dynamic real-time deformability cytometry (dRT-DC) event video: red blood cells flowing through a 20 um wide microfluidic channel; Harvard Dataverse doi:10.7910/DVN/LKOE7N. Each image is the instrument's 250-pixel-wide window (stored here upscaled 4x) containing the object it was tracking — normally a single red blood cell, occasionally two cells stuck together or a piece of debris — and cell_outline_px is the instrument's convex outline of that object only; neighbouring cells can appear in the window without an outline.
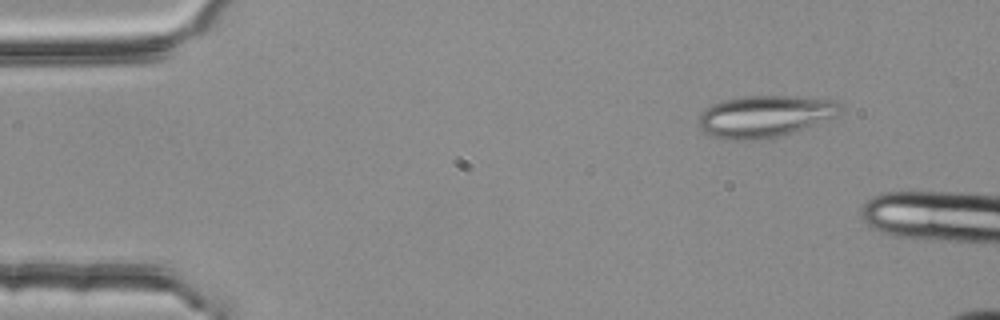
{"species": "common noctule bat (a hibernating species)", "species_latin": "Nyctalus noctula", "temperature_condition": "room temperature", "stored_images_in_passage": 5, "camera_frame_rate_fps": 3000, "um_per_image_px": 0.085, "animal": {"sex": "female", "body_mass_g": 25.1}, "frame": {"image": 1, "passage_image": 2, "time_ms": 0.333, "image_size_px": [1000, 320], "cell_outline_px": [[840, 112], [836, 116], [796, 132], [756, 140], [724, 140], [708, 136], [700, 128], [700, 112], [704, 108], [712, 104], [724, 100], [748, 96], [824, 96], [836, 100], [840, 104]], "centroid_in_image_um": [65.04, 9.87], "position_along_channel_um": 20.0, "area_um2": 35.08}}